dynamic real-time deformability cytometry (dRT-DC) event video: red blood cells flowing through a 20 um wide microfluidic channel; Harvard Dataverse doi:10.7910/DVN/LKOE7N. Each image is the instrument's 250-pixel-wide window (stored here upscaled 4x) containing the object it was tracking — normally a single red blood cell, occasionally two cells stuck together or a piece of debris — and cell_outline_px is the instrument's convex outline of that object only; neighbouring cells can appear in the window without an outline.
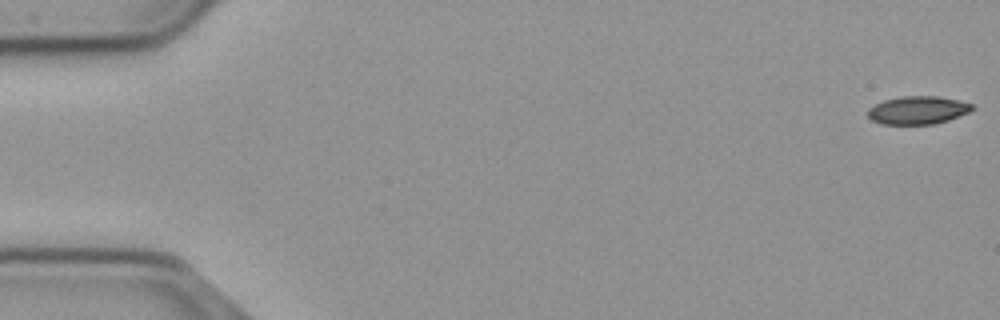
{"species": "common noctule bat (a hibernating species)", "species_latin": "Nyctalus noctula", "temperature_condition": "cold", "stored_images_in_passage": 56, "camera_frame_rate_fps": 3000, "um_per_image_px": 0.085, "animal": {"sex": "male", "body_mass_g": 23.1, "forearm_length_mm": 52.7}, "frame": {"image": 1, "passage_image": 1, "time_ms": 0.0, "image_size_px": [1000, 320], "cell_outline_px": [[972, 108], [968, 112], [948, 120], [936, 124], [880, 124], [872, 120], [868, 116], [868, 108], [884, 100], [900, 96], [936, 96], [956, 100], [972, 104]], "centroid_in_image_um": [77.96, 9.37], "position_along_channel_um": 7.0, "area_um2": 16.88}}
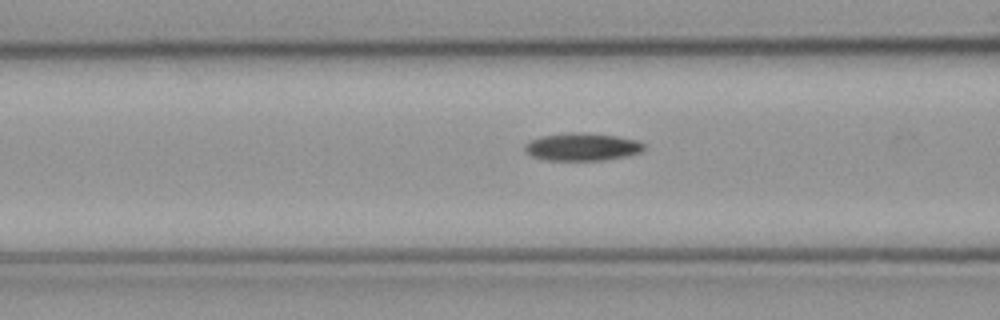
{"frame": {"image": 2, "passage_image": 22, "time_ms": 7.0, "image_size_px": [1000, 320], "cell_outline_px": [[644, 148], [640, 152], [628, 156], [604, 160], [548, 160], [532, 156], [524, 148], [524, 144], [540, 136], [564, 132], [580, 132], [616, 136], [636, 140], [644, 144]], "centroid_in_image_um": [49.48, 12.47], "position_along_channel_um": 117.1, "area_um2": 19.19}}
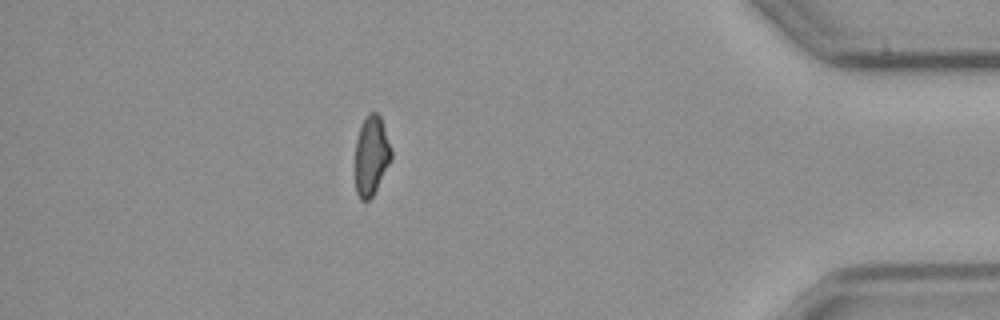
{"frame": {"image": 3, "passage_image": 49, "time_ms": 16.0, "image_size_px": [1000, 320], "cell_outline_px": [[392, 156], [372, 196], [368, 200], [360, 200], [356, 192], [356, 140], [360, 124], [368, 112], [376, 112], [380, 116], [392, 152]], "centroid_in_image_um": [31.54, 13.18], "position_along_channel_um": 403.7, "area_um2": 16.36}}